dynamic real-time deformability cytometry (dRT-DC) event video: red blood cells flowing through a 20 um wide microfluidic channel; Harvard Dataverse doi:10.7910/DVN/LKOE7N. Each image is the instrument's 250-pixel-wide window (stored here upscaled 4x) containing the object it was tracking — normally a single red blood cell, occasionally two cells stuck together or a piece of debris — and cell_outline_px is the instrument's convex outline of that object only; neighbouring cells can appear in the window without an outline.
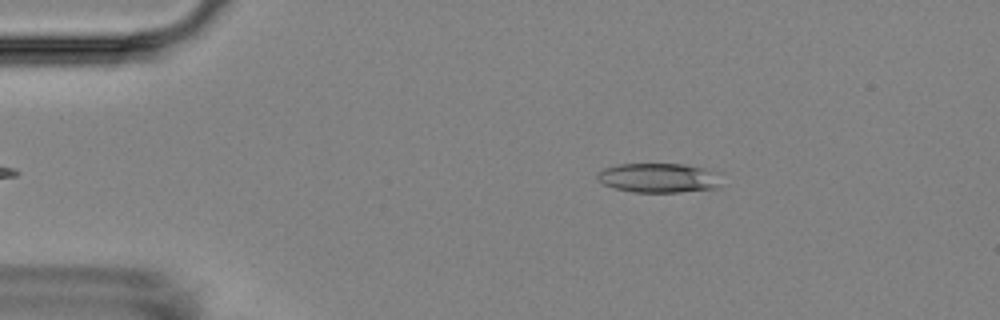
{"species": "Egyptian fruit bat (a non-hibernating species)", "species_latin": "Rousettus aegyptiacus", "temperature_condition": "room temperature", "stored_images_in_passage": 6, "camera_frame_rate_fps": 3000, "um_per_image_px": 0.085, "animal": {"sex": "female"}, "frame": {"image": 1, "passage_image": 6, "time_ms": 6.667, "image_size_px": [1000, 320], "cell_outline_px": [[724, 172], [720, 188], [680, 192], [632, 192], [616, 188], [604, 184], [596, 180], [596, 172], [604, 168], [620, 164], [684, 164]], "centroid_in_image_um": [56.08, 15.12], "position_along_channel_um": 28.9, "area_um2": 21.91}}